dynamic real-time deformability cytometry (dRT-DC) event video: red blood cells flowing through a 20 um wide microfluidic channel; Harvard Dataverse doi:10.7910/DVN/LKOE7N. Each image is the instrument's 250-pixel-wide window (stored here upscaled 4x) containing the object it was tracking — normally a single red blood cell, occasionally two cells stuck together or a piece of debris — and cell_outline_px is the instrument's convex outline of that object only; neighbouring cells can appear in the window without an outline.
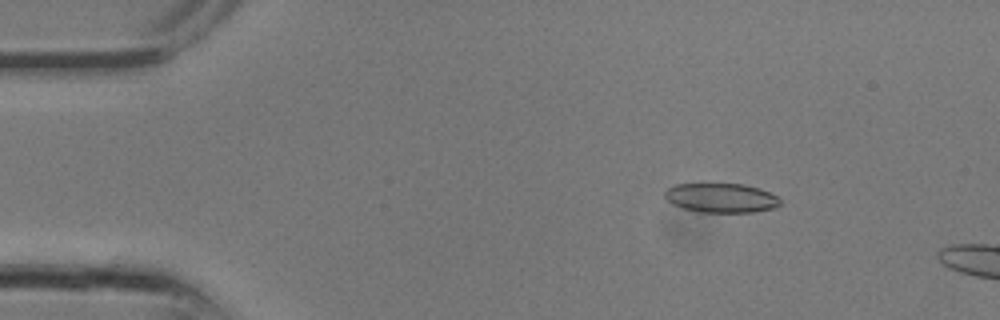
{"species": "common noctule bat (a hibernating species)", "species_latin": "Nyctalus noctula", "temperature_condition": "room temperature", "stored_images_in_passage": 5, "camera_frame_rate_fps": 3000, "um_per_image_px": 0.085, "animal": {"sex": "male", "body_mass_g": 13.3}, "frame": {"image": 1, "passage_image": 3, "time_ms": 0.667, "image_size_px": [1000, 320], "cell_outline_px": [[780, 204], [776, 208], [752, 212], [700, 212], [684, 208], [672, 204], [664, 196], [664, 192], [668, 188], [676, 184], [744, 184], [760, 188], [776, 196], [780, 200]], "centroid_in_image_um": [61.3, 16.82], "position_along_channel_um": 23.7, "area_um2": 19.65}}